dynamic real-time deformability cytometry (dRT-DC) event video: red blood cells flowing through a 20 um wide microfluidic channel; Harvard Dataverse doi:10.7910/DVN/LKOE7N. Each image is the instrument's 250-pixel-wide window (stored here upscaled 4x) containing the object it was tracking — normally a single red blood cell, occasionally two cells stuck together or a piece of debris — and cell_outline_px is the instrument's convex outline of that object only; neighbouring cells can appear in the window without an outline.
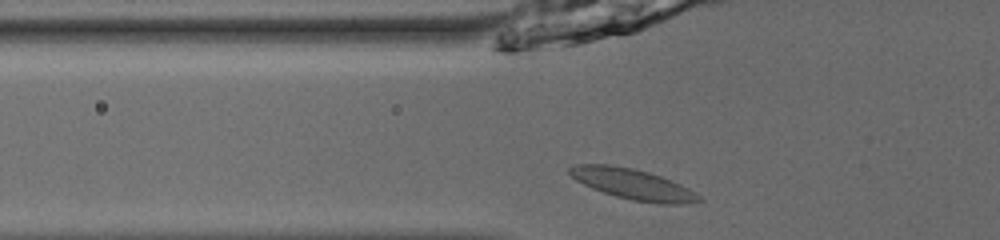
{"species": "common noctule bat (a hibernating species)", "species_latin": "Nyctalus noctula", "temperature_condition": "room temperature", "stored_images_in_passage": 35, "camera_frame_rate_fps": 3000, "um_per_image_px": 0.085, "animal": {"sex": "male", "body_mass_g": 13.0, "forearm_length_mm": 53.1}, "frame": {"image": 1, "passage_image": 2, "time_ms": 0.333, "image_size_px": [1000, 240], "cell_outline_px": [[704, 200], [688, 204], [660, 204], [632, 200], [616, 196], [592, 188], [576, 180], [568, 172], [568, 168], [576, 164], [608, 164], [632, 168], [648, 172], [660, 176], [680, 184], [688, 188], [700, 196]], "centroid_in_image_um": [53.81, 15.66], "position_along_channel_um": 72.0, "area_um2": 22.95}}
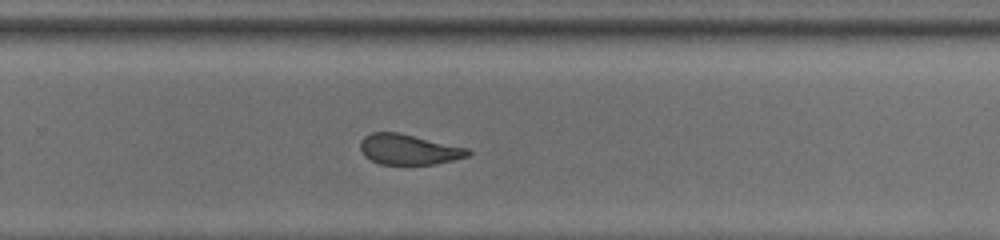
{"frame": {"image": 2, "passage_image": 19, "time_ms": 6.0, "image_size_px": [1000, 240], "cell_outline_px": [[472, 152], [468, 156], [436, 164], [380, 164], [364, 156], [360, 148], [360, 140], [364, 136], [372, 132], [396, 132], [468, 148]], "centroid_in_image_um": [34.72, 12.7], "position_along_channel_um": 295.1, "area_um2": 18.9}}
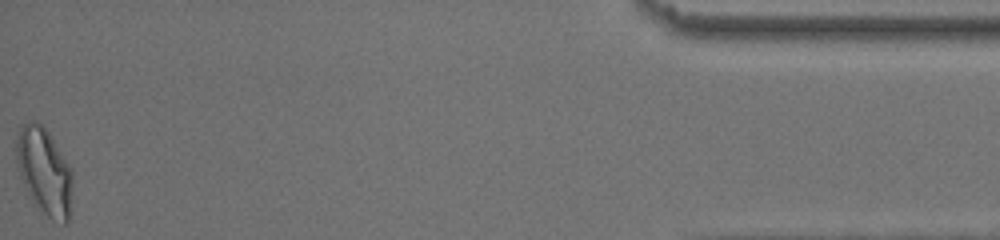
{"frame": {"image": 3, "passage_image": 35, "time_ms": 11.333, "image_size_px": [1000, 240], "cell_outline_px": [[72, 184], [68, 220], [64, 224], [52, 220], [32, 200], [16, 168], [16, 140], [20, 128], [28, 120], [36, 120], [48, 132], [72, 168]], "centroid_in_image_um": [3.76, 14.53], "position_along_channel_um": 431.4, "area_um2": 28.21}, "authors_computed_cell_mechanics": {"area_um2": 20.4612, "velocity_mm_per_s": 3.9473, "shape_relaxation_time_tau1_ms": null, "shape_relaxation_time_tau2_ms": 2.0373, "deformation_change_tau1": null, "deformation_change_tau2": 0.0698}}